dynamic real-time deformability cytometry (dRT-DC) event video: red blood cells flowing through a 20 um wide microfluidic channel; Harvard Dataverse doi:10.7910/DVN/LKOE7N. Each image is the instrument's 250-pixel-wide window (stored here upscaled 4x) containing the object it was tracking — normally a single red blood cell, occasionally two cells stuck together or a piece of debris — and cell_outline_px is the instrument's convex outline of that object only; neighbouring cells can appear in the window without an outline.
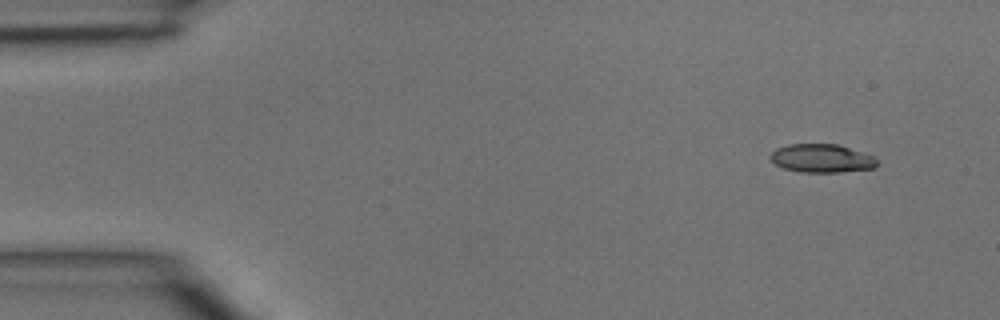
{"species": "common noctule bat (a hibernating species)", "species_latin": "Nyctalus noctula", "temperature_condition": "room temperature", "stored_images_in_passage": 4, "camera_frame_rate_fps": 3000, "um_per_image_px": 0.085, "animal": {"sex": "male", "body_mass_g": 15.6}, "frame": {"image": 1, "passage_image": 1, "time_ms": 0.0, "image_size_px": [1000, 320], "cell_outline_px": [[876, 168], [840, 172], [800, 172], [784, 168], [776, 164], [768, 156], [776, 148], [788, 144], [836, 144], [872, 156], [876, 160]], "centroid_in_image_um": [69.8, 13.46], "position_along_channel_um": 15.2, "area_um2": 17.46}}
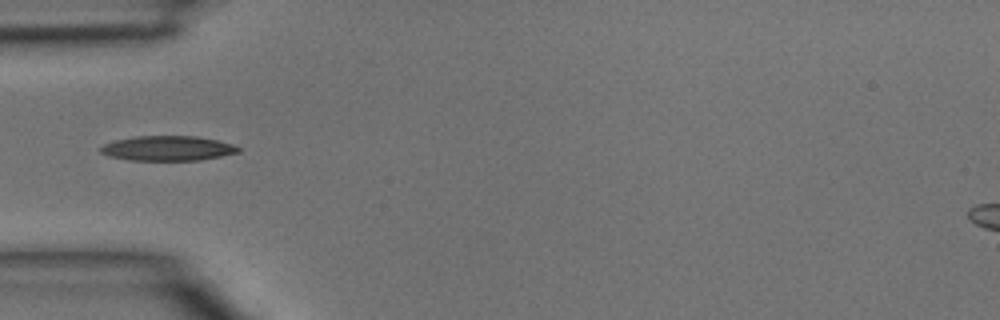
{"frame": {"image": 2, "passage_image": 4, "time_ms": 1.0, "image_size_px": [1000, 320], "cell_outline_px": [[240, 152], [200, 160], [128, 160], [108, 156], [100, 152], [100, 148], [104, 144], [116, 140], [136, 136], [196, 136], [216, 140], [232, 144], [240, 148]], "centroid_in_image_um": [14.24, 12.61], "position_along_channel_um": 70.8, "area_um2": 19.83}}